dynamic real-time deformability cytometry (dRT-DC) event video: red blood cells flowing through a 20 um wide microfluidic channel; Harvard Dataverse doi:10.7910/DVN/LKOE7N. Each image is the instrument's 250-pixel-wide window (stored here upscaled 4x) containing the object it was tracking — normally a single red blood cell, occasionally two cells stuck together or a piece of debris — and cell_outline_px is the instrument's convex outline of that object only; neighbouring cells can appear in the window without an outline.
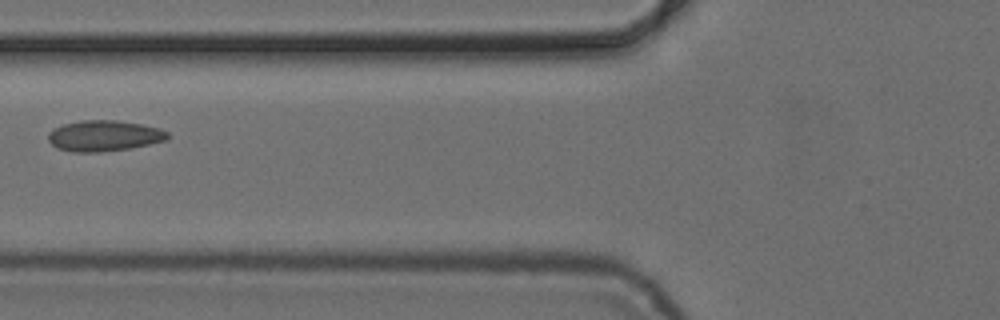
{"species": "common noctule bat (a hibernating species)", "species_latin": "Nyctalus noctula", "temperature_condition": "cold", "stored_images_in_passage": 6, "camera_frame_rate_fps": 3000, "um_per_image_px": 0.085, "animal": {"sex": "female", "body_mass_g": 24.6, "forearm_length_mm": 56.2}, "frame": {"image": 1, "passage_image": 6, "time_ms": 7.0, "image_size_px": [1000, 320], "cell_outline_px": [[168, 140], [128, 148], [100, 152], [72, 152], [56, 148], [48, 140], [48, 132], [64, 124], [80, 120], [116, 120], [140, 124], [160, 128], [168, 132]], "centroid_in_image_um": [8.83, 11.54], "position_along_channel_um": 117.0, "area_um2": 21.39}}